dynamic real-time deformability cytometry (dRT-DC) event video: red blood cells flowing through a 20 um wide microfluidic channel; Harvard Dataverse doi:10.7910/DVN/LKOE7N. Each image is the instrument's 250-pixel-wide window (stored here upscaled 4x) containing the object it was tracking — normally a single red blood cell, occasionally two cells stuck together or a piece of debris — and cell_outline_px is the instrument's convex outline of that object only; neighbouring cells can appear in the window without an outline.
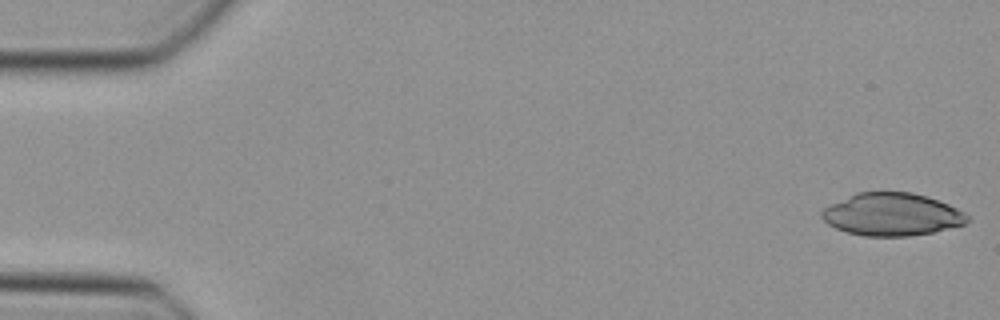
{"species": "Egyptian fruit bat (a non-hibernating species)", "species_latin": "Rousettus aegyptiacus", "temperature_condition": "cold", "stored_images_in_passage": 47, "camera_frame_rate_fps": 3000, "um_per_image_px": 0.085, "animal": {"sex": "female"}, "frame": {"image": 1, "passage_image": 1, "time_ms": 0.0, "image_size_px": [1000, 320], "cell_outline_px": [[972, 220], [964, 224], [932, 232], [908, 236], [864, 236], [848, 232], [836, 228], [828, 224], [820, 216], [820, 212], [824, 208], [856, 192], [912, 192], [948, 204], [964, 212]], "centroid_in_image_um": [75.81, 18.23], "position_along_channel_um": 9.2, "area_um2": 35.89}}